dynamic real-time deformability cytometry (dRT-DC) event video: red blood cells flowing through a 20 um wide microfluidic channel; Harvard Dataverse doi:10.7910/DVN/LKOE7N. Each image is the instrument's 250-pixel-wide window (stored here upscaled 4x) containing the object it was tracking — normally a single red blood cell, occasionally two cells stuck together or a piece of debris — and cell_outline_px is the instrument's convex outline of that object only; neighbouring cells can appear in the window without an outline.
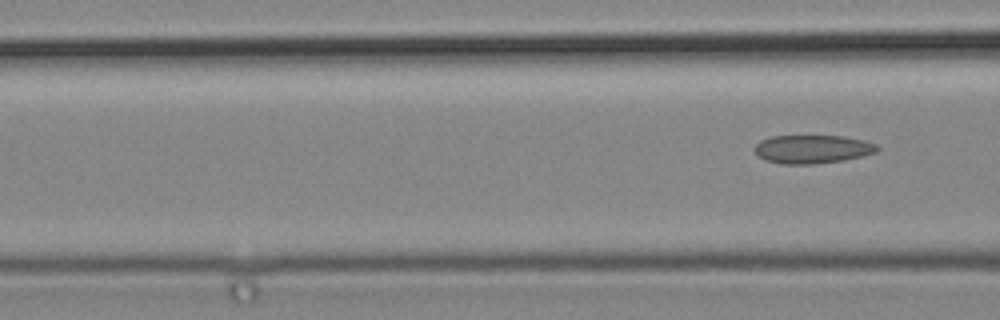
{"species": "common noctule bat (a hibernating species)", "species_latin": "Nyctalus noctula", "temperature_condition": "cold", "stored_images_in_passage": 6, "camera_frame_rate_fps": 3000, "um_per_image_px": 0.085, "animal": {"sex": "male", "body_mass_g": 19.2, "forearm_length_mm": 51.8}, "frame": {"image": 1, "passage_image": 6, "time_ms": 1.667, "image_size_px": [1000, 320], "cell_outline_px": [[880, 148], [876, 152], [844, 160], [812, 164], [784, 164], [764, 160], [756, 152], [756, 144], [760, 140], [772, 136], [844, 136], [864, 140], [876, 144]], "centroid_in_image_um": [69.07, 12.67], "position_along_channel_um": 97.5, "area_um2": 20.17}}